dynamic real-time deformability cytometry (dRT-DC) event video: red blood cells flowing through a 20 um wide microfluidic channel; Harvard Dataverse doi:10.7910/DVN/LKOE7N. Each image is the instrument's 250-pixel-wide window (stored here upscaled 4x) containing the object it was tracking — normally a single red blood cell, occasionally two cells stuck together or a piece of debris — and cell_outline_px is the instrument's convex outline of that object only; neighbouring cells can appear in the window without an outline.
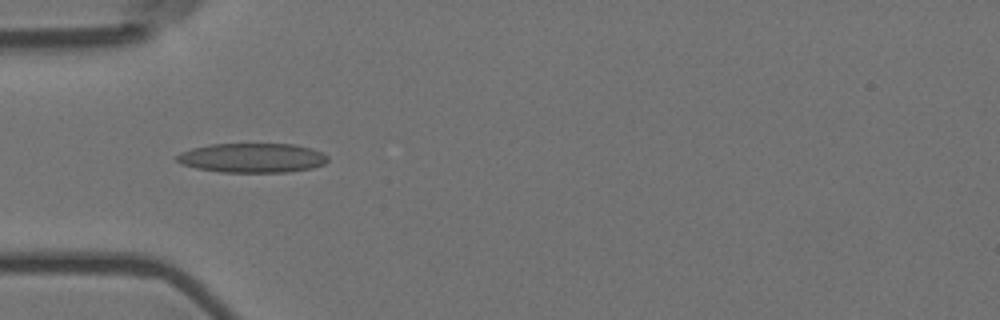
{"species": "Egyptian fruit bat (a non-hibernating species)", "species_latin": "Rousettus aegyptiacus", "temperature_condition": "room temperature", "stored_images_in_passage": 11, "camera_frame_rate_fps": 3000, "um_per_image_px": 0.085, "animal": {"sex": "female"}, "frame": {"image": 1, "passage_image": 5, "time_ms": 1.333, "image_size_px": [1000, 320], "cell_outline_px": [[328, 160], [324, 164], [312, 168], [288, 172], [220, 172], [196, 168], [180, 164], [176, 160], [176, 156], [180, 152], [192, 148], [212, 144], [296, 144], [312, 148], [328, 156]], "centroid_in_image_um": [21.43, 13.42], "position_along_channel_um": 63.6, "area_um2": 26.01}}
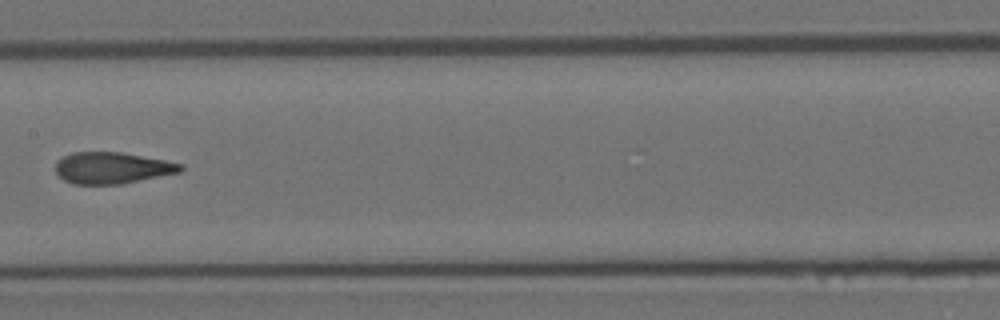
{"frame": {"image": 2, "passage_image": 8, "time_ms": 2.333, "image_size_px": [1000, 320], "cell_outline_px": [[184, 168], [180, 172], [120, 184], [72, 184], [64, 180], [56, 172], [56, 160], [60, 156], [72, 152], [120, 152], [164, 160], [184, 164]], "centroid_in_image_um": [9.49, 14.26], "position_along_channel_um": 197.9, "area_um2": 22.95}}
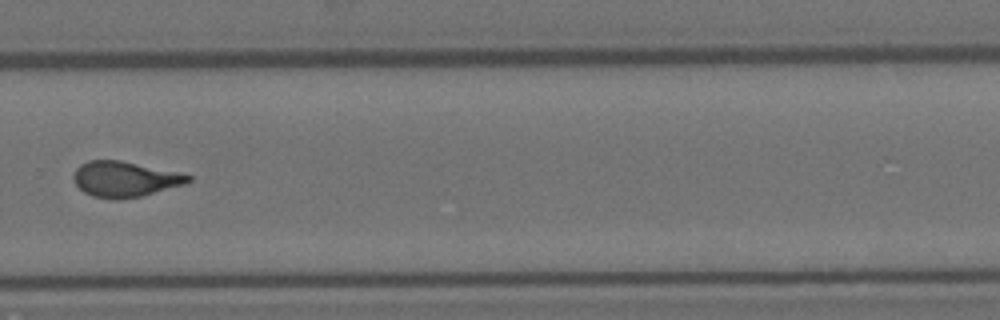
{"frame": {"image": 3, "passage_image": 11, "time_ms": 3.333, "image_size_px": [1000, 320], "cell_outline_px": [[192, 180], [184, 184], [140, 196], [120, 200], [112, 200], [92, 196], [84, 192], [76, 184], [72, 176], [76, 168], [80, 164], [88, 160], [120, 160], [176, 172], [192, 176]], "centroid_in_image_um": [10.56, 15.23], "position_along_channel_um": 319.2, "area_um2": 23.58}}